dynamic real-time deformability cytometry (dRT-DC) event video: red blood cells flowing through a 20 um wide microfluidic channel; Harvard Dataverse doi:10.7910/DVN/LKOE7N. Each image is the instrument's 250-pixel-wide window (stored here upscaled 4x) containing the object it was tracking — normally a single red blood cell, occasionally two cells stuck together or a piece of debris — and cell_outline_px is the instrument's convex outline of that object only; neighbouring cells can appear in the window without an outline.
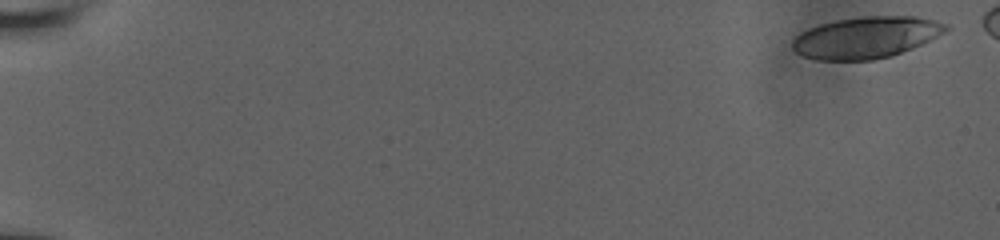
{"species": "human", "species_latin": "Homo sapiens", "temperature_condition": "room temperature", "stored_images_in_passage": 14, "camera_frame_rate_fps": 3000, "um_per_image_px": 0.085, "donor": {"sex": "male"}, "frame": {"image": 1, "passage_image": 1, "time_ms": 0.0, "image_size_px": [1000, 240], "cell_outline_px": [[952, 28], [912, 48], [892, 56], [872, 60], [816, 60], [804, 56], [796, 52], [792, 48], [792, 40], [800, 32], [808, 28], [820, 24], [836, 20], [868, 16], [916, 16], [936, 20], [948, 24]], "centroid_in_image_um": [73.61, 3.18], "position_along_channel_um": 11.4, "area_um2": 37.17}}